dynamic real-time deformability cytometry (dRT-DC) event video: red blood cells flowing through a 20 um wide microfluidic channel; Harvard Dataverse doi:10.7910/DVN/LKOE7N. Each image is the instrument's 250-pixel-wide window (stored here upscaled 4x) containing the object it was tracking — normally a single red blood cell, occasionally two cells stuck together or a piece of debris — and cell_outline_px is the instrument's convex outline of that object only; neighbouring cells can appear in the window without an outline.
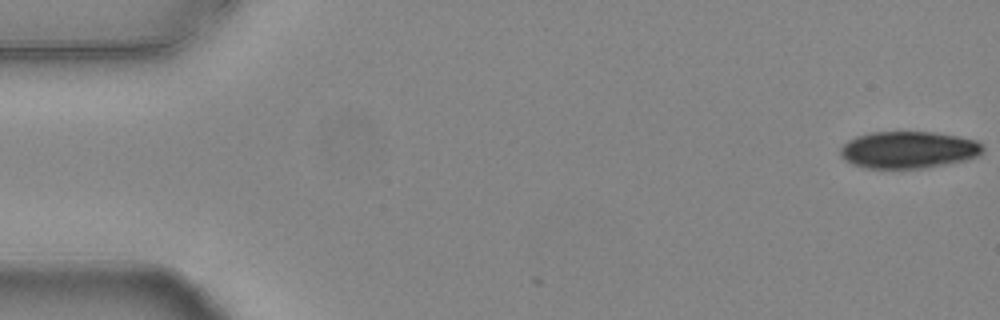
{"species": "common noctule bat (a hibernating species)", "species_latin": "Nyctalus noctula", "temperature_condition": "warm", "stored_images_in_passage": 55, "segment_of_instrument_passage": [1, 2], "camera_frame_rate_fps": 3000, "um_per_image_px": 0.085, "animal": {"sex": "female", "body_mass_g": 24.6, "forearm_length_mm": 56.2}, "frame": {"image": 1, "passage_image": 1, "time_ms": 0.0, "image_size_px": [1000, 320], "cell_outline_px": [[984, 152], [968, 160], [924, 168], [864, 168], [852, 164], [844, 160], [840, 156], [840, 148], [848, 140], [856, 136], [872, 132], [932, 132], [956, 136], [976, 140], [984, 144]], "centroid_in_image_um": [77.22, 12.74], "position_along_channel_um": 7.8, "area_um2": 30.92}}